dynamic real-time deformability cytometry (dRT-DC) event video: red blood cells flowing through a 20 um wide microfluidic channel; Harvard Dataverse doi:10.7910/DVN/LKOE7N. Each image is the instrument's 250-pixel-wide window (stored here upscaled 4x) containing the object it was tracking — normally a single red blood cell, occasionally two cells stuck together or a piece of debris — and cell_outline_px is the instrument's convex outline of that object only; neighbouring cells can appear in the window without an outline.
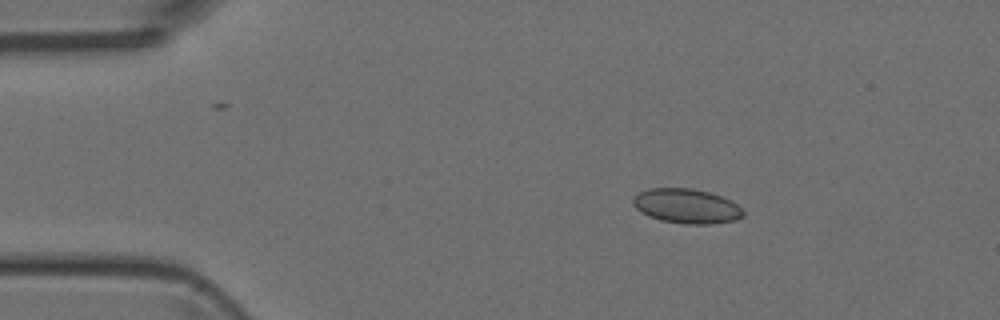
{"species": "Egyptian fruit bat (a non-hibernating species)", "species_latin": "Rousettus aegyptiacus", "temperature_condition": "room temperature", "stored_images_in_passage": 4, "camera_frame_rate_fps": 3000, "um_per_image_px": 0.085, "animal": {"sex": "female"}, "frame": {"image": 1, "passage_image": 1, "time_ms": 0.0, "image_size_px": [1000, 320], "cell_outline_px": [[744, 216], [736, 220], [712, 224], [684, 224], [660, 220], [648, 216], [636, 208], [632, 204], [632, 200], [640, 192], [648, 188], [692, 188], [708, 192], [720, 196], [736, 204], [744, 212]], "centroid_in_image_um": [58.34, 17.52], "position_along_channel_um": 26.7, "area_um2": 22.14}}